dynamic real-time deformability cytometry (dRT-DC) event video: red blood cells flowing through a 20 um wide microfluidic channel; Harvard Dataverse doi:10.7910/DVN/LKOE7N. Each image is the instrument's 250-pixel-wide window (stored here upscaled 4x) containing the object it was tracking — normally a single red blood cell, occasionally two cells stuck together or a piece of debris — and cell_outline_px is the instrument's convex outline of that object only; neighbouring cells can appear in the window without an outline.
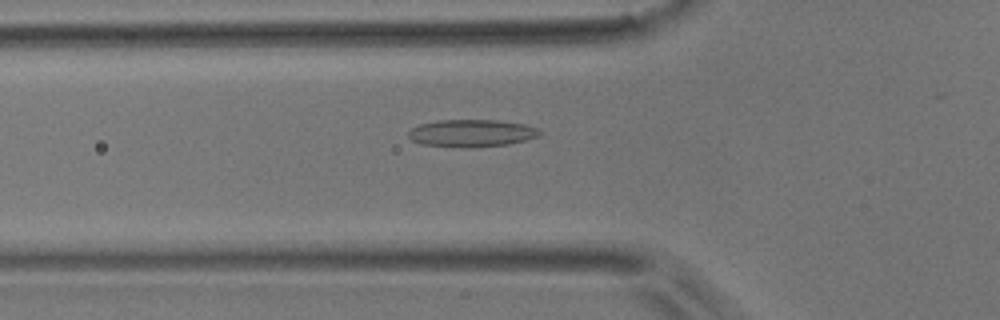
{"species": "common noctule bat (a hibernating species)", "species_latin": "Nyctalus noctula", "temperature_condition": "room temperature", "stored_images_in_passage": 52, "camera_frame_rate_fps": 3000, "um_per_image_px": 0.085, "animal": {"sex": "male", "body_mass_g": 17.9}, "frame": {"image": 1, "passage_image": 18, "time_ms": 5.667, "image_size_px": [1000, 320], "cell_outline_px": [[544, 132], [540, 136], [508, 144], [464, 148], [420, 144], [412, 140], [408, 136], [408, 132], [412, 128], [420, 124], [440, 120], [500, 120], [524, 124], [540, 128]], "centroid_in_image_um": [40.12, 11.32], "position_along_channel_um": 85.7, "area_um2": 21.1}}
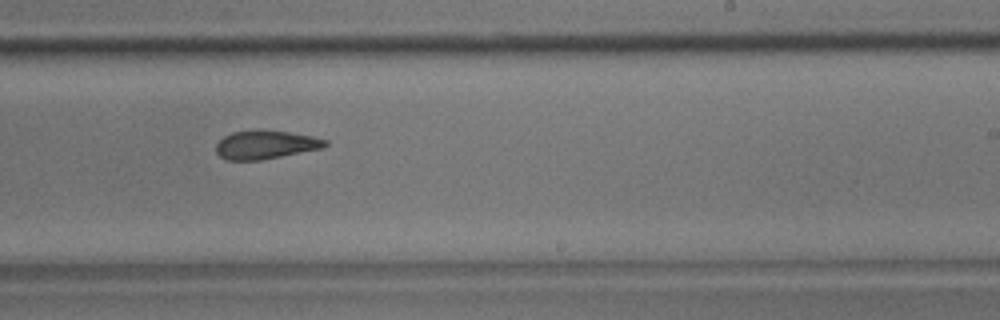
{"frame": {"image": 2, "passage_image": 32, "time_ms": 10.333, "image_size_px": [1000, 320], "cell_outline_px": [[328, 144], [324, 148], [260, 160], [224, 160], [216, 152], [216, 144], [224, 136], [232, 132], [260, 128], [288, 132], [312, 136], [328, 140]], "centroid_in_image_um": [22.57, 12.28], "position_along_channel_um": 266.4, "area_um2": 18.44}}
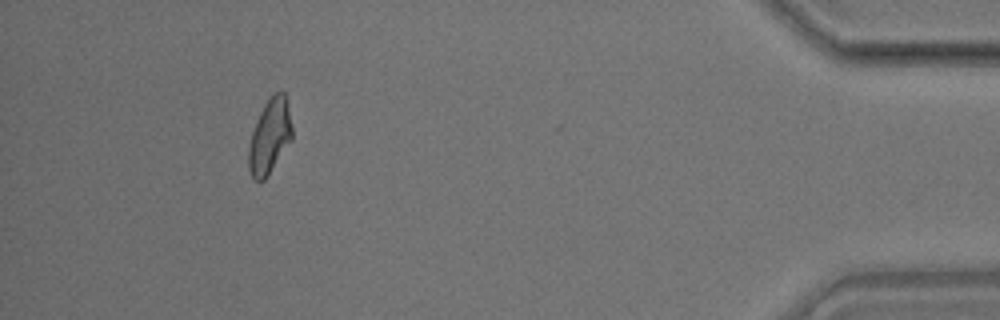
{"frame": {"image": 3, "passage_image": 48, "time_ms": 15.667, "image_size_px": [1000, 320], "cell_outline_px": [[292, 140], [264, 180], [256, 180], [252, 176], [248, 168], [248, 148], [252, 132], [256, 120], [268, 96], [272, 92], [280, 88], [284, 92], [292, 128]], "centroid_in_image_um": [22.92, 11.53], "position_along_channel_um": 412.3, "area_um2": 18.96}, "authors_computed_cell_mechanics": {"area_um2": 19.3919, "velocity_mm_per_s": 3.858, "shape_relaxation_time_tau1_ms": null, "shape_relaxation_time_tau2_ms": 3.3234, "deformation_change_tau1": null, "deformation_change_tau2": 0.1133}}